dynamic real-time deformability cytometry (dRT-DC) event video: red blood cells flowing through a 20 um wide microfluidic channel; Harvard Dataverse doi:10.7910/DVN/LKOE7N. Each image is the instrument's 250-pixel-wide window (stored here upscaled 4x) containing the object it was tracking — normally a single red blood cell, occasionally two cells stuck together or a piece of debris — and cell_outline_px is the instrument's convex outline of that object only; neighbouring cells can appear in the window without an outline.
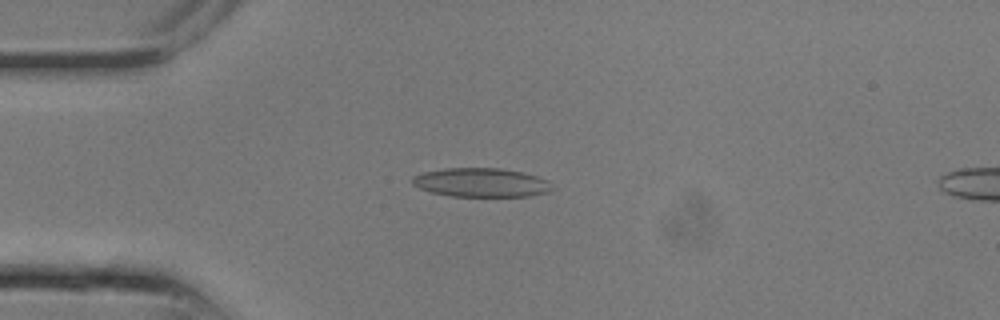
{"species": "common noctule bat (a hibernating species)", "species_latin": "Nyctalus noctula", "temperature_condition": "room temperature", "stored_images_in_passage": 4, "camera_frame_rate_fps": 3000, "um_per_image_px": 0.085, "animal": {"sex": "male", "body_mass_g": 13.3}, "frame": {"image": 1, "passage_image": 3, "time_ms": 0.667, "image_size_px": [1000, 320], "cell_outline_px": [[556, 188], [548, 192], [532, 196], [452, 196], [432, 192], [420, 188], [412, 184], [412, 176], [424, 172], [444, 168], [500, 168], [524, 172], [548, 180]], "centroid_in_image_um": [40.95, 15.51], "position_along_channel_um": 44.1, "area_um2": 23.7}}